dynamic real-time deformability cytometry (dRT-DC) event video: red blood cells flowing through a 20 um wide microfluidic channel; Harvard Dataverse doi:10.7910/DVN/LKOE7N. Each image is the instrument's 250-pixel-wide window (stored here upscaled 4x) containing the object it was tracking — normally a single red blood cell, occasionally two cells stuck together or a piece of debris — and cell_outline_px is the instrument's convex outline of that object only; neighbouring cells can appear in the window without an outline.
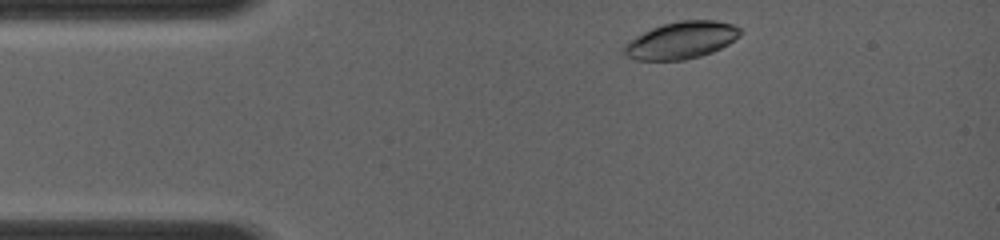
{"species": "common noctule bat (a hibernating species)", "species_latin": "Nyctalus noctula", "temperature_condition": "room temperature", "stored_images_in_passage": 12, "camera_frame_rate_fps": 4000, "um_per_image_px": 0.085, "animal": {"sex": "female", "body_mass_g": 19.0, "forearm_length_mm": 56.7}, "frame": {"image": 1, "passage_image": 1, "time_ms": 0.0, "image_size_px": [1000, 240], "cell_outline_px": [[740, 36], [728, 44], [712, 52], [700, 56], [684, 60], [636, 60], [628, 56], [620, 48], [628, 40], [652, 28], [664, 24], [680, 20], [716, 20], [732, 24], [740, 28]], "centroid_in_image_um": [57.89, 3.42], "position_along_channel_um": 27.1, "area_um2": 25.09}}
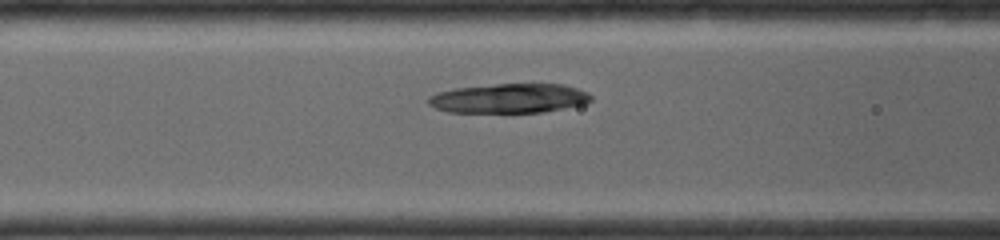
{"frame": {"image": 2, "passage_image": 9, "time_ms": 3.25, "image_size_px": [1000, 240], "cell_outline_px": [[592, 100], [584, 104], [544, 112], [448, 112], [436, 108], [428, 104], [428, 96], [436, 92], [456, 88], [496, 84], [564, 84], [588, 92], [592, 96]], "centroid_in_image_um": [43.28, 8.35], "position_along_channel_um": 123.3, "area_um2": 27.92}}
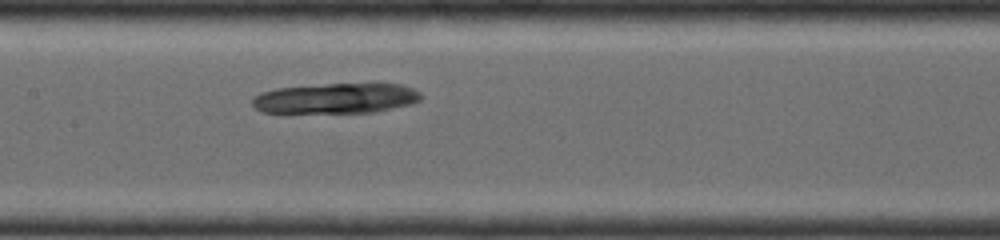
{"frame": {"image": 3, "passage_image": 12, "time_ms": 4.5, "image_size_px": [1000, 240], "cell_outline_px": [[424, 96], [420, 100], [412, 104], [376, 112], [264, 112], [256, 108], [252, 104], [252, 100], [260, 92], [276, 88], [324, 84], [400, 84], [412, 88], [420, 92]], "centroid_in_image_um": [28.6, 8.35], "position_along_channel_um": 178.8, "area_um2": 29.59}}